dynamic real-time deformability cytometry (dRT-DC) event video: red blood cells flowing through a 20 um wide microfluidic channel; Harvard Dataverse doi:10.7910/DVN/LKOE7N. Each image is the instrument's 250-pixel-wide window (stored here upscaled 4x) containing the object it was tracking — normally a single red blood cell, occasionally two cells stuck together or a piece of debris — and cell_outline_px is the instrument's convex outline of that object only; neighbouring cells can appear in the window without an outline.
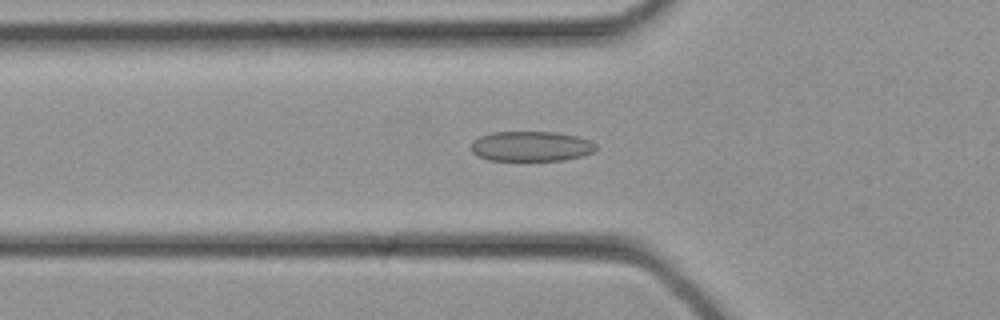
{"species": "common noctule bat (a hibernating species)", "species_latin": "Nyctalus noctula", "temperature_condition": "cold", "stored_images_in_passage": 30, "camera_frame_rate_fps": 3000, "um_per_image_px": 0.085, "animal": {"sex": "female", "body_mass_g": 21.9}, "frame": {"image": 1, "passage_image": 8, "time_ms": 2.333, "image_size_px": [1000, 320], "cell_outline_px": [[596, 148], [592, 152], [580, 156], [564, 160], [488, 160], [476, 156], [472, 152], [472, 140], [480, 136], [492, 132], [556, 132], [576, 136], [588, 140], [596, 144]], "centroid_in_image_um": [45.1, 12.43], "position_along_channel_um": 80.7, "area_um2": 21.79}}
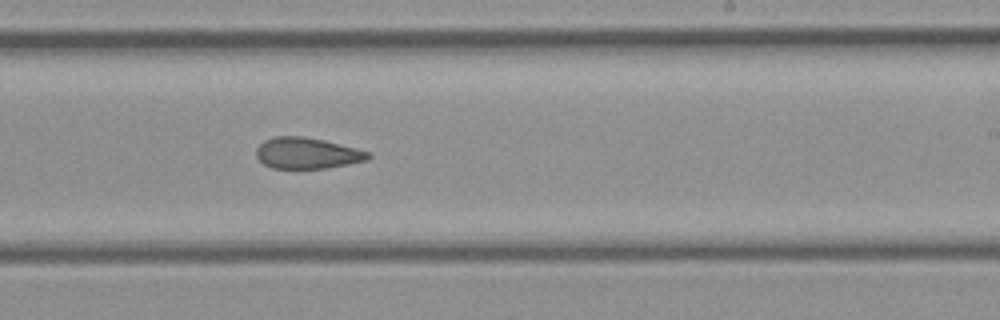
{"frame": {"image": 2, "passage_image": 17, "time_ms": 5.333, "image_size_px": [1000, 320], "cell_outline_px": [[372, 156], [368, 160], [328, 168], [272, 168], [264, 164], [256, 156], [256, 148], [264, 140], [276, 136], [304, 136], [324, 140], [368, 152]], "centroid_in_image_um": [26.08, 13.02], "position_along_channel_um": 262.9, "area_um2": 20.17}}
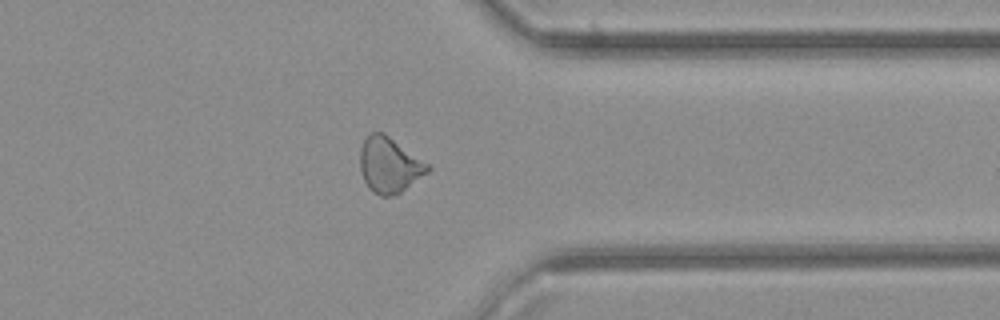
{"frame": {"image": 3, "passage_image": 23, "time_ms": 7.333, "image_size_px": [1000, 320], "cell_outline_px": [[432, 168], [428, 172], [400, 192], [392, 196], [380, 196], [372, 192], [368, 188], [364, 180], [360, 168], [360, 148], [364, 140], [372, 132], [384, 132], [432, 164]], "centroid_in_image_um": [33.13, 14.01], "position_along_channel_um": 378.3, "area_um2": 22.2}}